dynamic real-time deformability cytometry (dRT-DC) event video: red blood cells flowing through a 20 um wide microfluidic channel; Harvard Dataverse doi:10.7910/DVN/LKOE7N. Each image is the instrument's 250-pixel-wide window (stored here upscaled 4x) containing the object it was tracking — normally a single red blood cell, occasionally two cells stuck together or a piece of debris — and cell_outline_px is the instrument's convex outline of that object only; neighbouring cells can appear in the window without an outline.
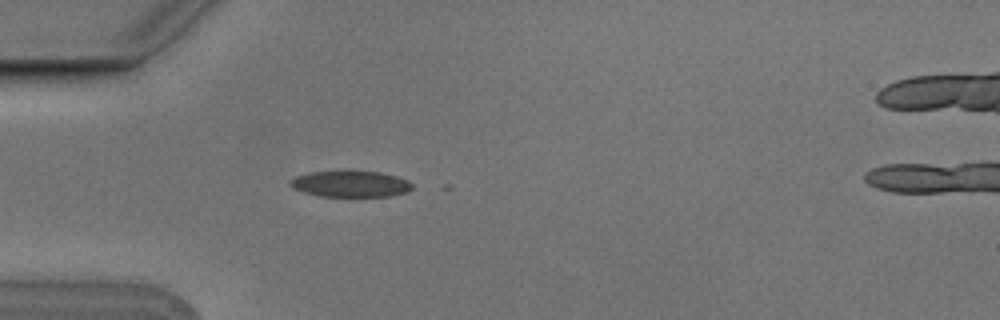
{"species": "Egyptian fruit bat (a non-hibernating species)", "species_latin": "Rousettus aegyptiacus", "temperature_condition": "cold", "stored_images_in_passage": 4, "camera_frame_rate_fps": 3000, "um_per_image_px": 0.085, "animal": {"sex": "male"}, "frame": {"image": 1, "passage_image": 4, "time_ms": 1.0, "image_size_px": [1000, 320], "cell_outline_px": [[412, 188], [408, 192], [388, 196], [320, 196], [304, 192], [292, 188], [288, 184], [288, 180], [296, 176], [312, 172], [340, 168], [352, 168], [380, 172], [396, 176], [408, 180], [412, 184]], "centroid_in_image_um": [29.76, 15.58], "position_along_channel_um": 55.2, "area_um2": 19.54}}